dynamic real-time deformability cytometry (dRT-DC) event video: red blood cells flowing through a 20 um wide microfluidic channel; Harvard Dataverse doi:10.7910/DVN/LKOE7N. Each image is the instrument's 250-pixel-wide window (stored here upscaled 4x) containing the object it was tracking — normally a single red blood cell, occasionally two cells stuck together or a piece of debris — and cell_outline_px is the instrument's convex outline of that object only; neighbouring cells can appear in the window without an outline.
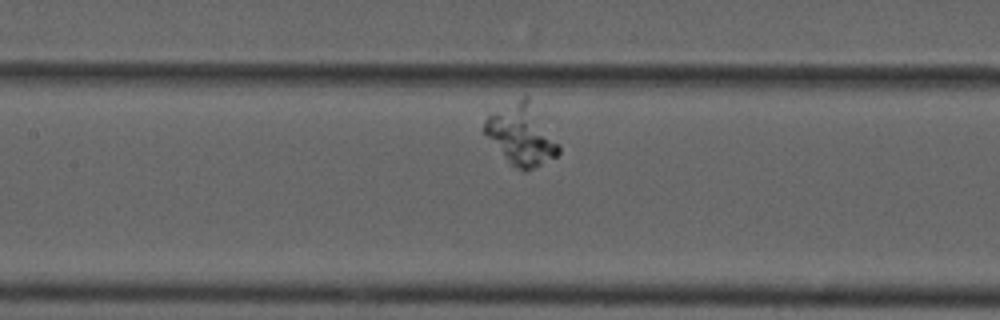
{"species": "common noctule bat (a hibernating species)", "species_latin": "Nyctalus noctula", "temperature_condition": "cold", "stored_images_in_passage": 42, "camera_frame_rate_fps": 3000, "um_per_image_px": 0.085, "animal": {"sex": "male", "forearm_length_mm": 52.5}, "frame": {"image": 1, "passage_image": 14, "time_ms": 4.333, "image_size_px": [1000, 320], "cell_outline_px": [[560, 152], [556, 156], [528, 172], [524, 172], [516, 168], [504, 156], [484, 132], [484, 120], [488, 112], [524, 96], [528, 96], [560, 148]], "centroid_in_image_um": [44.29, 11.44], "position_along_channel_um": 163.1, "area_um2": 25.89}}
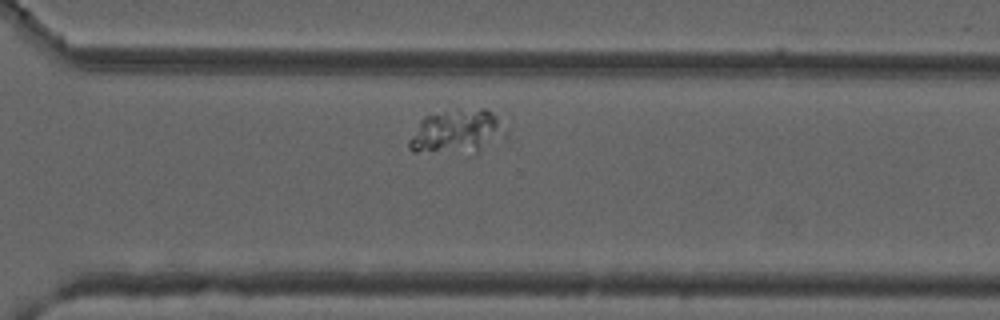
{"frame": {"image": 2, "passage_image": 29, "time_ms": 9.333, "image_size_px": [1000, 320], "cell_outline_px": [[508, 148], [476, 156], [472, 156], [412, 152], [408, 148], [408, 140], [420, 120], [424, 116], [444, 112], [480, 108], [484, 108], [492, 112], [496, 116], [508, 132]], "centroid_in_image_um": [39.06, 11.35], "position_along_channel_um": 331.5, "area_um2": 27.46}}
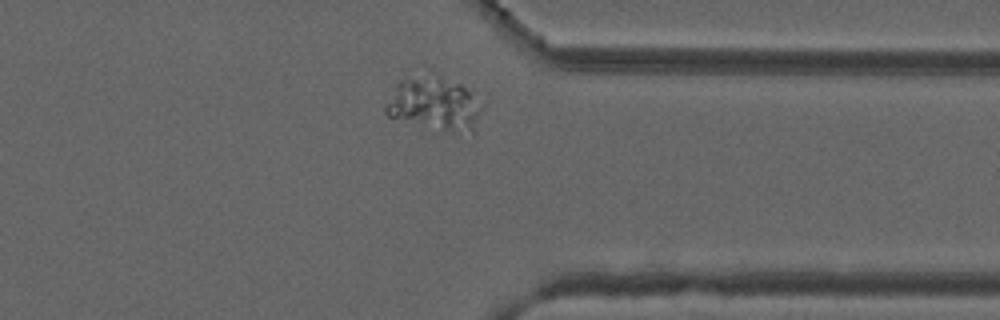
{"frame": {"image": 3, "passage_image": 33, "time_ms": 10.667, "image_size_px": [1000, 320], "cell_outline_px": [[484, 108], [472, 132], [440, 132], [388, 116], [384, 112], [384, 108], [396, 84], [400, 80], [436, 76], [440, 76], [460, 84], [484, 100]], "centroid_in_image_um": [37.0, 8.89], "position_along_channel_um": 374.4, "area_um2": 30.11}}